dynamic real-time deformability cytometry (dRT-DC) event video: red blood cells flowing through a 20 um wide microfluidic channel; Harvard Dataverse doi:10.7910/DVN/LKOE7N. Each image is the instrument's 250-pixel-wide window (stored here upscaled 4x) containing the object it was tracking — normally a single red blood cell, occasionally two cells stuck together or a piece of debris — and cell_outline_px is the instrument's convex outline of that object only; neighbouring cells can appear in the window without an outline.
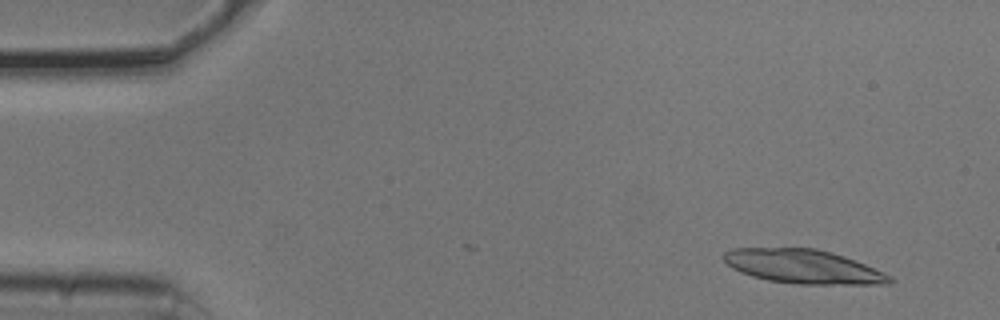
{"species": "common noctule bat (a hibernating species)", "species_latin": "Nyctalus noctula", "temperature_condition": "cold", "stored_images_in_passage": 19, "camera_frame_rate_fps": 3000, "um_per_image_px": 0.085, "animal": {"sex": "male", "body_mass_g": 20.5, "forearm_length_mm": 52.5}, "frame": {"image": 1, "passage_image": 4, "time_ms": 1.0, "image_size_px": [1000, 320], "cell_outline_px": [[896, 280], [892, 284], [796, 284], [768, 280], [752, 276], [740, 272], [732, 268], [724, 260], [724, 252], [732, 248], [816, 248], [864, 264], [884, 272], [892, 276]], "centroid_in_image_um": [68.28, 22.67], "position_along_channel_um": 16.7, "area_um2": 32.6}}